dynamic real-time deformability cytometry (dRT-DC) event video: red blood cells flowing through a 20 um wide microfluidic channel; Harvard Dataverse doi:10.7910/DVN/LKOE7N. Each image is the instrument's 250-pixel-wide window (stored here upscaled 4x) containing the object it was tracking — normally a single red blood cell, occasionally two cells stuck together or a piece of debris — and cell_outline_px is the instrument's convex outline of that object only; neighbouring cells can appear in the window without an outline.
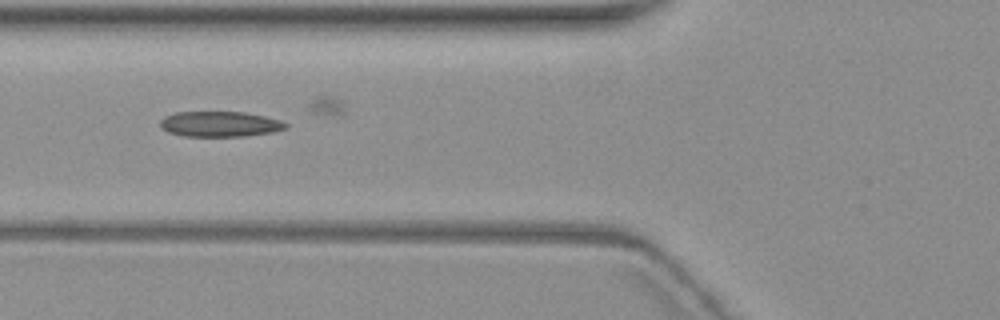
{"species": "common noctule bat (a hibernating species)", "species_latin": "Nyctalus noctula", "temperature_condition": "warm", "stored_images_in_passage": 7, "camera_frame_rate_fps": 3000, "um_per_image_px": 0.085, "animal": {"sex": "female", "body_mass_g": 19.3, "forearm_length_mm": 54.1}, "frame": {"image": 1, "passage_image": 5, "time_ms": 5.0, "image_size_px": [1000, 320], "cell_outline_px": [[288, 128], [272, 132], [244, 136], [184, 136], [168, 132], [160, 128], [160, 120], [164, 116], [172, 112], [244, 112], [264, 116], [280, 120], [288, 124]], "centroid_in_image_um": [18.66, 10.54], "position_along_channel_um": 107.1, "area_um2": 18.67}}
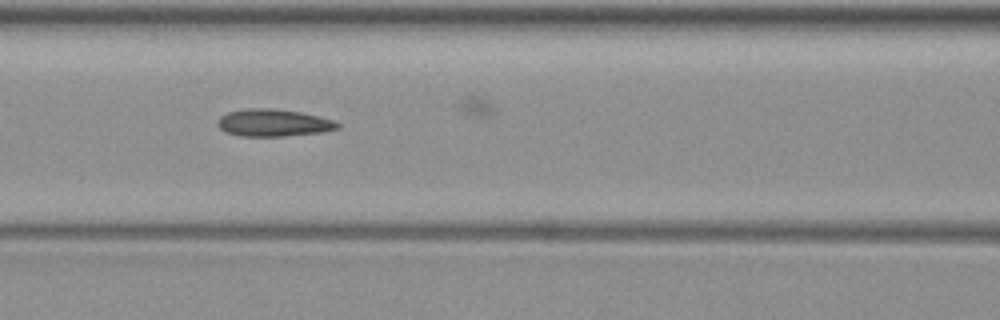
{"frame": {"image": 2, "passage_image": 6, "time_ms": 6.0, "image_size_px": [1000, 320], "cell_outline_px": [[340, 128], [320, 132], [284, 136], [240, 136], [228, 132], [220, 128], [216, 124], [220, 116], [228, 112], [252, 108], [268, 108], [300, 112], [320, 116], [332, 120], [340, 124]], "centroid_in_image_um": [23.24, 10.44], "position_along_channel_um": 143.4, "area_um2": 18.84}}
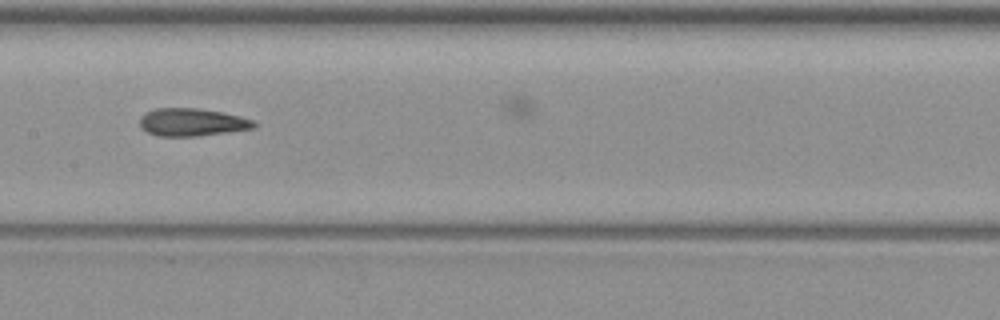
{"frame": {"image": 3, "passage_image": 7, "time_ms": 7.333, "image_size_px": [1000, 320], "cell_outline_px": [[256, 128], [196, 136], [156, 136], [140, 128], [140, 116], [156, 108], [200, 108], [240, 116], [252, 120], [256, 124]], "centroid_in_image_um": [16.3, 10.39], "position_along_channel_um": 191.1, "area_um2": 18.38}}